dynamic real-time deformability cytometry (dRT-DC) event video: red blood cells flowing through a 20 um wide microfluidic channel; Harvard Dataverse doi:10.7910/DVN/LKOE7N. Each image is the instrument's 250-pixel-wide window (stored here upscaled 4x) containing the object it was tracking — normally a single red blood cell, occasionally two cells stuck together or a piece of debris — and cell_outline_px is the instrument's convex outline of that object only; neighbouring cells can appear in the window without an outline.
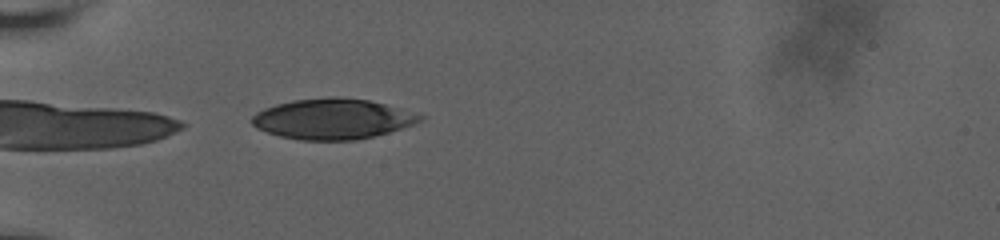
{"species": "human", "species_latin": "Homo sapiens", "temperature_condition": "room temperature", "stored_images_in_passage": 16, "camera_frame_rate_fps": 3000, "um_per_image_px": 0.085, "donor": {"sex": "male"}, "frame": {"image": 1, "passage_image": 1, "time_ms": 0.0, "image_size_px": [1000, 240], "cell_outline_px": [[424, 116], [416, 124], [388, 132], [356, 140], [300, 140], [280, 136], [256, 128], [252, 124], [252, 116], [256, 112], [264, 108], [276, 104], [292, 100], [328, 96], [340, 96], [368, 100], [400, 108]], "centroid_in_image_um": [28.24, 10.1], "position_along_channel_um": 56.8, "area_um2": 39.65}}
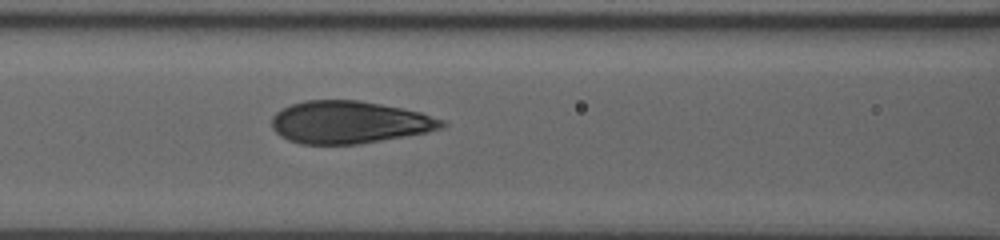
{"frame": {"image": 2, "passage_image": 8, "time_ms": 2.667, "image_size_px": [1000, 240], "cell_outline_px": [[448, 124], [440, 128], [428, 132], [356, 144], [300, 144], [288, 140], [280, 136], [272, 128], [272, 116], [280, 108], [304, 100], [360, 100], [420, 112], [444, 120]], "centroid_in_image_um": [29.65, 10.39], "position_along_channel_um": 137.0, "area_um2": 41.96}}
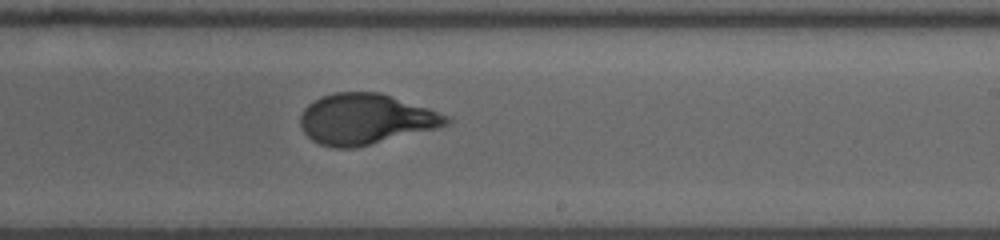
{"frame": {"image": 3, "passage_image": 16, "time_ms": 6.0, "image_size_px": [1000, 240], "cell_outline_px": [[452, 120], [448, 124], [440, 128], [356, 148], [332, 148], [320, 144], [312, 140], [304, 132], [300, 124], [300, 116], [304, 108], [308, 104], [324, 96], [336, 92], [380, 92], [428, 108], [448, 116]], "centroid_in_image_um": [31.09, 10.14], "position_along_channel_um": 257.9, "area_um2": 43.12}}